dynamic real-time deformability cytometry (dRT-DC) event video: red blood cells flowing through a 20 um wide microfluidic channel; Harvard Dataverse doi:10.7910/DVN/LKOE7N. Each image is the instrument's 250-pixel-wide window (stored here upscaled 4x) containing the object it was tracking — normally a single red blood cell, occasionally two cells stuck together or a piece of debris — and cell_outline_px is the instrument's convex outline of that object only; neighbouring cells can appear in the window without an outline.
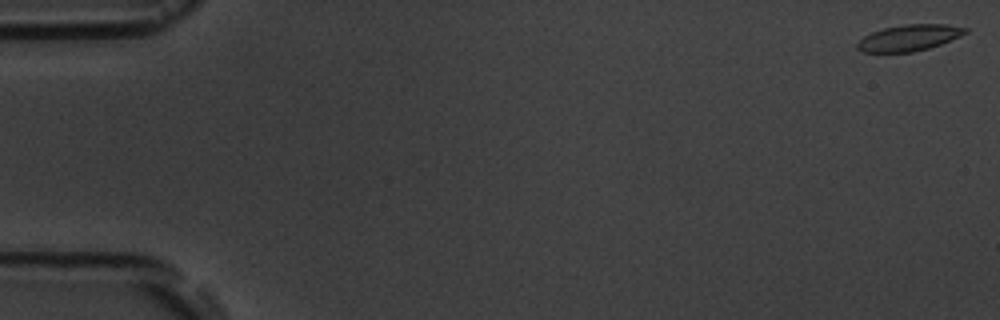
{"species": "common noctule bat (a hibernating species)", "species_latin": "Nyctalus noctula", "temperature_condition": "room temperature", "stored_images_in_passage": 6, "segment_of_instrument_passage": [1, 2], "camera_frame_rate_fps": 3000, "um_per_image_px": 0.085, "animal": {"sex": "male", "body_mass_g": 19.5, "forearm_length_mm": 54.6}, "frame": {"image": 1, "passage_image": 1, "time_ms": 0.0, "image_size_px": [1000, 320], "cell_outline_px": [[968, 32], [960, 36], [940, 44], [928, 48], [912, 52], [860, 52], [856, 48], [856, 44], [864, 36], [872, 32], [884, 28], [908, 24], [948, 24], [968, 28]], "centroid_in_image_um": [77.27, 3.21], "position_along_channel_um": 7.7, "area_um2": 16.42}}
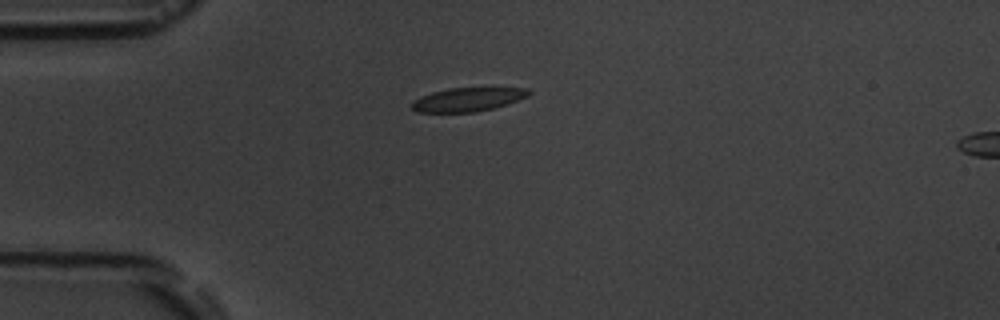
{"frame": {"image": 2, "passage_image": 5, "time_ms": 4.667, "image_size_px": [1000, 320], "cell_outline_px": [[532, 92], [528, 96], [492, 108], [476, 112], [416, 112], [408, 104], [412, 100], [420, 96], [432, 92], [448, 88], [492, 84], [528, 88]], "centroid_in_image_um": [39.81, 8.38], "position_along_channel_um": 45.2, "area_um2": 17.28}}